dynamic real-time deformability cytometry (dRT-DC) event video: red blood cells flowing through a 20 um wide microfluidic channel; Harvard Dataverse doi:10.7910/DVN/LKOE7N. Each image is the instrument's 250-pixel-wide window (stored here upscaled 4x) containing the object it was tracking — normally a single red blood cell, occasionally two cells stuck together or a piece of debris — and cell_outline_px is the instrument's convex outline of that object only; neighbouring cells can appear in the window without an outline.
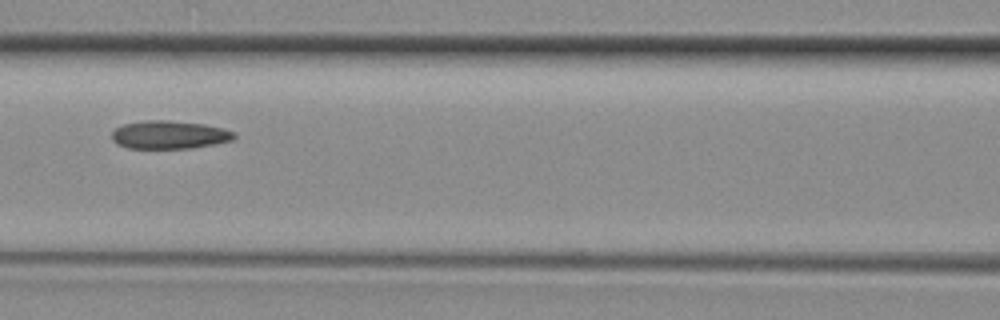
{"species": "common noctule bat (a hibernating species)", "species_latin": "Nyctalus noctula", "temperature_condition": "room temperature", "stored_images_in_passage": 5, "camera_frame_rate_fps": 3000, "um_per_image_px": 0.085, "animal": {"sex": "female", "body_mass_g": 29.2, "forearm_length_mm": 56.3}, "frame": {"image": 1, "passage_image": 5, "time_ms": 1.333, "image_size_px": [1000, 320], "cell_outline_px": [[236, 136], [232, 140], [192, 148], [128, 148], [116, 144], [112, 140], [112, 132], [116, 128], [124, 124], [144, 120], [168, 120], [204, 124], [224, 128], [236, 132]], "centroid_in_image_um": [14.39, 11.45], "position_along_channel_um": 152.2, "area_um2": 20.11}}